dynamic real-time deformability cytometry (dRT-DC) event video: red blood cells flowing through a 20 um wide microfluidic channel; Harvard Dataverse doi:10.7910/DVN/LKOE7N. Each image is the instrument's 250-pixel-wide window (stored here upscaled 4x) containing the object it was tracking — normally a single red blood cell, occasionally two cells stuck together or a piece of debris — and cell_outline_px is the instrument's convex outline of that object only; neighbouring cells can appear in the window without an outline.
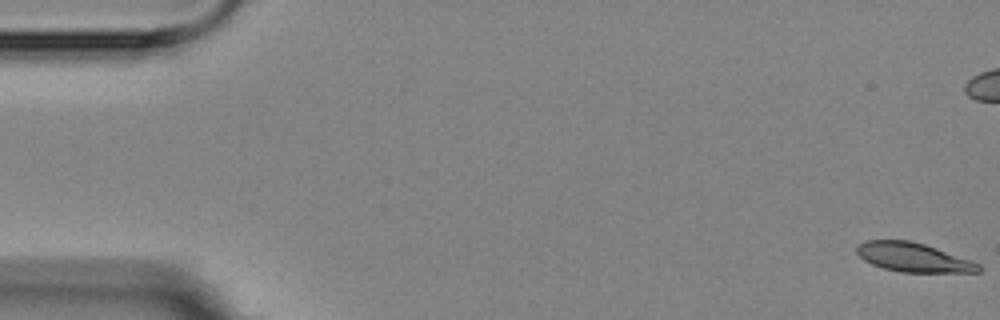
{"species": "Egyptian fruit bat (a non-hibernating species)", "species_latin": "Rousettus aegyptiacus", "temperature_condition": "room temperature", "stored_images_in_passage": 4, "camera_frame_rate_fps": 3000, "um_per_image_px": 0.085, "animal": {"sex": "female"}, "frame": {"image": 1, "passage_image": 1, "time_ms": 0.0, "image_size_px": [1000, 320], "cell_outline_px": [[984, 268], [980, 272], [900, 272], [884, 268], [872, 264], [864, 260], [856, 252], [856, 248], [864, 240], [908, 240], [924, 244], [972, 260], [980, 264]], "centroid_in_image_um": [77.66, 21.88], "position_along_channel_um": 7.3, "area_um2": 20.63}}